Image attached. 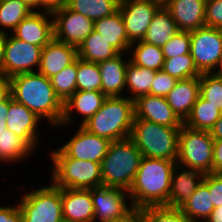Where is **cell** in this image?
I'll return each mask as SVG.
<instances>
[{
  "instance_id": "cell-25",
  "label": "cell",
  "mask_w": 222,
  "mask_h": 222,
  "mask_svg": "<svg viewBox=\"0 0 222 222\" xmlns=\"http://www.w3.org/2000/svg\"><path fill=\"white\" fill-rule=\"evenodd\" d=\"M94 31L99 33L119 53L130 48L126 28L120 12L94 21Z\"/></svg>"
},
{
  "instance_id": "cell-19",
  "label": "cell",
  "mask_w": 222,
  "mask_h": 222,
  "mask_svg": "<svg viewBox=\"0 0 222 222\" xmlns=\"http://www.w3.org/2000/svg\"><path fill=\"white\" fill-rule=\"evenodd\" d=\"M164 7L179 31L190 32L205 26L206 0H169Z\"/></svg>"
},
{
  "instance_id": "cell-40",
  "label": "cell",
  "mask_w": 222,
  "mask_h": 222,
  "mask_svg": "<svg viewBox=\"0 0 222 222\" xmlns=\"http://www.w3.org/2000/svg\"><path fill=\"white\" fill-rule=\"evenodd\" d=\"M191 48V36L188 31H179L162 46L164 59L189 54Z\"/></svg>"
},
{
  "instance_id": "cell-1",
  "label": "cell",
  "mask_w": 222,
  "mask_h": 222,
  "mask_svg": "<svg viewBox=\"0 0 222 222\" xmlns=\"http://www.w3.org/2000/svg\"><path fill=\"white\" fill-rule=\"evenodd\" d=\"M13 99L23 104L52 127H60L64 103L55 93L51 80L37 72L20 73L9 78Z\"/></svg>"
},
{
  "instance_id": "cell-20",
  "label": "cell",
  "mask_w": 222,
  "mask_h": 222,
  "mask_svg": "<svg viewBox=\"0 0 222 222\" xmlns=\"http://www.w3.org/2000/svg\"><path fill=\"white\" fill-rule=\"evenodd\" d=\"M183 167L185 170L181 171ZM183 167L176 162L171 174V190L168 197L170 207L181 208L201 184L205 175L198 170Z\"/></svg>"
},
{
  "instance_id": "cell-10",
  "label": "cell",
  "mask_w": 222,
  "mask_h": 222,
  "mask_svg": "<svg viewBox=\"0 0 222 222\" xmlns=\"http://www.w3.org/2000/svg\"><path fill=\"white\" fill-rule=\"evenodd\" d=\"M42 49L41 46L27 43L8 34L4 46L1 75L10 78L20 73L37 72Z\"/></svg>"
},
{
  "instance_id": "cell-29",
  "label": "cell",
  "mask_w": 222,
  "mask_h": 222,
  "mask_svg": "<svg viewBox=\"0 0 222 222\" xmlns=\"http://www.w3.org/2000/svg\"><path fill=\"white\" fill-rule=\"evenodd\" d=\"M181 209L192 222H205L214 210L209 188L201 182Z\"/></svg>"
},
{
  "instance_id": "cell-13",
  "label": "cell",
  "mask_w": 222,
  "mask_h": 222,
  "mask_svg": "<svg viewBox=\"0 0 222 222\" xmlns=\"http://www.w3.org/2000/svg\"><path fill=\"white\" fill-rule=\"evenodd\" d=\"M91 197L94 206V222H112L128 214L134 207L130 201L128 191L122 188L94 187L91 188ZM128 197V198H127Z\"/></svg>"
},
{
  "instance_id": "cell-18",
  "label": "cell",
  "mask_w": 222,
  "mask_h": 222,
  "mask_svg": "<svg viewBox=\"0 0 222 222\" xmlns=\"http://www.w3.org/2000/svg\"><path fill=\"white\" fill-rule=\"evenodd\" d=\"M64 222H94L91 189L61 188Z\"/></svg>"
},
{
  "instance_id": "cell-30",
  "label": "cell",
  "mask_w": 222,
  "mask_h": 222,
  "mask_svg": "<svg viewBox=\"0 0 222 222\" xmlns=\"http://www.w3.org/2000/svg\"><path fill=\"white\" fill-rule=\"evenodd\" d=\"M134 47V48H133ZM130 61L137 66L160 71L164 64L162 47L153 44L137 41L130 45Z\"/></svg>"
},
{
  "instance_id": "cell-47",
  "label": "cell",
  "mask_w": 222,
  "mask_h": 222,
  "mask_svg": "<svg viewBox=\"0 0 222 222\" xmlns=\"http://www.w3.org/2000/svg\"><path fill=\"white\" fill-rule=\"evenodd\" d=\"M112 222H143L141 209L134 207L128 214Z\"/></svg>"
},
{
  "instance_id": "cell-21",
  "label": "cell",
  "mask_w": 222,
  "mask_h": 222,
  "mask_svg": "<svg viewBox=\"0 0 222 222\" xmlns=\"http://www.w3.org/2000/svg\"><path fill=\"white\" fill-rule=\"evenodd\" d=\"M78 58L77 48L54 38L42 49L38 72L51 78Z\"/></svg>"
},
{
  "instance_id": "cell-49",
  "label": "cell",
  "mask_w": 222,
  "mask_h": 222,
  "mask_svg": "<svg viewBox=\"0 0 222 222\" xmlns=\"http://www.w3.org/2000/svg\"><path fill=\"white\" fill-rule=\"evenodd\" d=\"M9 108V97L0 102V132L5 131L7 129L6 126V115L8 113Z\"/></svg>"
},
{
  "instance_id": "cell-42",
  "label": "cell",
  "mask_w": 222,
  "mask_h": 222,
  "mask_svg": "<svg viewBox=\"0 0 222 222\" xmlns=\"http://www.w3.org/2000/svg\"><path fill=\"white\" fill-rule=\"evenodd\" d=\"M205 26L222 29V0H206Z\"/></svg>"
},
{
  "instance_id": "cell-52",
  "label": "cell",
  "mask_w": 222,
  "mask_h": 222,
  "mask_svg": "<svg viewBox=\"0 0 222 222\" xmlns=\"http://www.w3.org/2000/svg\"><path fill=\"white\" fill-rule=\"evenodd\" d=\"M8 33L6 32H0V74H1V67H2V61L4 58V46L7 39Z\"/></svg>"
},
{
  "instance_id": "cell-22",
  "label": "cell",
  "mask_w": 222,
  "mask_h": 222,
  "mask_svg": "<svg viewBox=\"0 0 222 222\" xmlns=\"http://www.w3.org/2000/svg\"><path fill=\"white\" fill-rule=\"evenodd\" d=\"M106 98L101 91H76L64 103L60 125L72 123L73 111L82 115L80 125H83L102 107Z\"/></svg>"
},
{
  "instance_id": "cell-45",
  "label": "cell",
  "mask_w": 222,
  "mask_h": 222,
  "mask_svg": "<svg viewBox=\"0 0 222 222\" xmlns=\"http://www.w3.org/2000/svg\"><path fill=\"white\" fill-rule=\"evenodd\" d=\"M212 173H222V139H214Z\"/></svg>"
},
{
  "instance_id": "cell-37",
  "label": "cell",
  "mask_w": 222,
  "mask_h": 222,
  "mask_svg": "<svg viewBox=\"0 0 222 222\" xmlns=\"http://www.w3.org/2000/svg\"><path fill=\"white\" fill-rule=\"evenodd\" d=\"M162 70L177 80L201 76L190 53L164 59Z\"/></svg>"
},
{
  "instance_id": "cell-28",
  "label": "cell",
  "mask_w": 222,
  "mask_h": 222,
  "mask_svg": "<svg viewBox=\"0 0 222 222\" xmlns=\"http://www.w3.org/2000/svg\"><path fill=\"white\" fill-rule=\"evenodd\" d=\"M155 73V70L137 66L129 60L126 67L125 87L132 95L128 98L136 100L140 96L150 94Z\"/></svg>"
},
{
  "instance_id": "cell-14",
  "label": "cell",
  "mask_w": 222,
  "mask_h": 222,
  "mask_svg": "<svg viewBox=\"0 0 222 222\" xmlns=\"http://www.w3.org/2000/svg\"><path fill=\"white\" fill-rule=\"evenodd\" d=\"M110 143L108 139L95 135L79 125L73 137L59 149L69 158L101 163Z\"/></svg>"
},
{
  "instance_id": "cell-3",
  "label": "cell",
  "mask_w": 222,
  "mask_h": 222,
  "mask_svg": "<svg viewBox=\"0 0 222 222\" xmlns=\"http://www.w3.org/2000/svg\"><path fill=\"white\" fill-rule=\"evenodd\" d=\"M134 117V100L127 96L107 97L102 107L82 126L111 142L118 141L130 137Z\"/></svg>"
},
{
  "instance_id": "cell-2",
  "label": "cell",
  "mask_w": 222,
  "mask_h": 222,
  "mask_svg": "<svg viewBox=\"0 0 222 222\" xmlns=\"http://www.w3.org/2000/svg\"><path fill=\"white\" fill-rule=\"evenodd\" d=\"M176 161L142 157L132 186L128 190L133 207L168 206L171 174Z\"/></svg>"
},
{
  "instance_id": "cell-46",
  "label": "cell",
  "mask_w": 222,
  "mask_h": 222,
  "mask_svg": "<svg viewBox=\"0 0 222 222\" xmlns=\"http://www.w3.org/2000/svg\"><path fill=\"white\" fill-rule=\"evenodd\" d=\"M66 2L64 0H38V8H42V11L53 13L60 9Z\"/></svg>"
},
{
  "instance_id": "cell-33",
  "label": "cell",
  "mask_w": 222,
  "mask_h": 222,
  "mask_svg": "<svg viewBox=\"0 0 222 222\" xmlns=\"http://www.w3.org/2000/svg\"><path fill=\"white\" fill-rule=\"evenodd\" d=\"M34 150L15 133L6 129L0 132V161L15 163L24 160Z\"/></svg>"
},
{
  "instance_id": "cell-6",
  "label": "cell",
  "mask_w": 222,
  "mask_h": 222,
  "mask_svg": "<svg viewBox=\"0 0 222 222\" xmlns=\"http://www.w3.org/2000/svg\"><path fill=\"white\" fill-rule=\"evenodd\" d=\"M52 184L58 188L91 189L103 186L101 163L67 157L59 148L49 154Z\"/></svg>"
},
{
  "instance_id": "cell-16",
  "label": "cell",
  "mask_w": 222,
  "mask_h": 222,
  "mask_svg": "<svg viewBox=\"0 0 222 222\" xmlns=\"http://www.w3.org/2000/svg\"><path fill=\"white\" fill-rule=\"evenodd\" d=\"M52 13L32 11L12 31V35L22 41L42 48L54 38Z\"/></svg>"
},
{
  "instance_id": "cell-39",
  "label": "cell",
  "mask_w": 222,
  "mask_h": 222,
  "mask_svg": "<svg viewBox=\"0 0 222 222\" xmlns=\"http://www.w3.org/2000/svg\"><path fill=\"white\" fill-rule=\"evenodd\" d=\"M143 222H192L181 208L167 205L141 208Z\"/></svg>"
},
{
  "instance_id": "cell-4",
  "label": "cell",
  "mask_w": 222,
  "mask_h": 222,
  "mask_svg": "<svg viewBox=\"0 0 222 222\" xmlns=\"http://www.w3.org/2000/svg\"><path fill=\"white\" fill-rule=\"evenodd\" d=\"M141 151L130 138L112 141L101 162L103 186L130 189L142 159Z\"/></svg>"
},
{
  "instance_id": "cell-34",
  "label": "cell",
  "mask_w": 222,
  "mask_h": 222,
  "mask_svg": "<svg viewBox=\"0 0 222 222\" xmlns=\"http://www.w3.org/2000/svg\"><path fill=\"white\" fill-rule=\"evenodd\" d=\"M32 10L21 0L0 1V32L13 31ZM7 29V30H6Z\"/></svg>"
},
{
  "instance_id": "cell-11",
  "label": "cell",
  "mask_w": 222,
  "mask_h": 222,
  "mask_svg": "<svg viewBox=\"0 0 222 222\" xmlns=\"http://www.w3.org/2000/svg\"><path fill=\"white\" fill-rule=\"evenodd\" d=\"M162 6L157 0H120L118 11L130 45L143 40L154 15Z\"/></svg>"
},
{
  "instance_id": "cell-48",
  "label": "cell",
  "mask_w": 222,
  "mask_h": 222,
  "mask_svg": "<svg viewBox=\"0 0 222 222\" xmlns=\"http://www.w3.org/2000/svg\"><path fill=\"white\" fill-rule=\"evenodd\" d=\"M11 95L10 79L0 74V102Z\"/></svg>"
},
{
  "instance_id": "cell-50",
  "label": "cell",
  "mask_w": 222,
  "mask_h": 222,
  "mask_svg": "<svg viewBox=\"0 0 222 222\" xmlns=\"http://www.w3.org/2000/svg\"><path fill=\"white\" fill-rule=\"evenodd\" d=\"M209 132L213 139H222V114Z\"/></svg>"
},
{
  "instance_id": "cell-7",
  "label": "cell",
  "mask_w": 222,
  "mask_h": 222,
  "mask_svg": "<svg viewBox=\"0 0 222 222\" xmlns=\"http://www.w3.org/2000/svg\"><path fill=\"white\" fill-rule=\"evenodd\" d=\"M214 139L207 130H195L182 125L179 132L178 156L181 166L212 173Z\"/></svg>"
},
{
  "instance_id": "cell-44",
  "label": "cell",
  "mask_w": 222,
  "mask_h": 222,
  "mask_svg": "<svg viewBox=\"0 0 222 222\" xmlns=\"http://www.w3.org/2000/svg\"><path fill=\"white\" fill-rule=\"evenodd\" d=\"M0 222H23L19 204L0 206Z\"/></svg>"
},
{
  "instance_id": "cell-8",
  "label": "cell",
  "mask_w": 222,
  "mask_h": 222,
  "mask_svg": "<svg viewBox=\"0 0 222 222\" xmlns=\"http://www.w3.org/2000/svg\"><path fill=\"white\" fill-rule=\"evenodd\" d=\"M19 202L23 222H64L61 188L52 183L27 192Z\"/></svg>"
},
{
  "instance_id": "cell-27",
  "label": "cell",
  "mask_w": 222,
  "mask_h": 222,
  "mask_svg": "<svg viewBox=\"0 0 222 222\" xmlns=\"http://www.w3.org/2000/svg\"><path fill=\"white\" fill-rule=\"evenodd\" d=\"M77 53L78 58L94 63L112 59L120 54L94 30L77 48Z\"/></svg>"
},
{
  "instance_id": "cell-15",
  "label": "cell",
  "mask_w": 222,
  "mask_h": 222,
  "mask_svg": "<svg viewBox=\"0 0 222 222\" xmlns=\"http://www.w3.org/2000/svg\"><path fill=\"white\" fill-rule=\"evenodd\" d=\"M35 113L16 102L9 96V108L6 115L7 129L22 138L33 150L39 145L38 123L41 121Z\"/></svg>"
},
{
  "instance_id": "cell-53",
  "label": "cell",
  "mask_w": 222,
  "mask_h": 222,
  "mask_svg": "<svg viewBox=\"0 0 222 222\" xmlns=\"http://www.w3.org/2000/svg\"><path fill=\"white\" fill-rule=\"evenodd\" d=\"M21 1L24 4H26L32 11H39V10H36L38 9V0H21Z\"/></svg>"
},
{
  "instance_id": "cell-23",
  "label": "cell",
  "mask_w": 222,
  "mask_h": 222,
  "mask_svg": "<svg viewBox=\"0 0 222 222\" xmlns=\"http://www.w3.org/2000/svg\"><path fill=\"white\" fill-rule=\"evenodd\" d=\"M199 96V77H192L178 80L173 89L165 96V99L178 118L184 122Z\"/></svg>"
},
{
  "instance_id": "cell-35",
  "label": "cell",
  "mask_w": 222,
  "mask_h": 222,
  "mask_svg": "<svg viewBox=\"0 0 222 222\" xmlns=\"http://www.w3.org/2000/svg\"><path fill=\"white\" fill-rule=\"evenodd\" d=\"M77 71L78 58L50 78L55 93L63 103L76 92Z\"/></svg>"
},
{
  "instance_id": "cell-26",
  "label": "cell",
  "mask_w": 222,
  "mask_h": 222,
  "mask_svg": "<svg viewBox=\"0 0 222 222\" xmlns=\"http://www.w3.org/2000/svg\"><path fill=\"white\" fill-rule=\"evenodd\" d=\"M179 29L164 5L154 15L142 41L162 47Z\"/></svg>"
},
{
  "instance_id": "cell-51",
  "label": "cell",
  "mask_w": 222,
  "mask_h": 222,
  "mask_svg": "<svg viewBox=\"0 0 222 222\" xmlns=\"http://www.w3.org/2000/svg\"><path fill=\"white\" fill-rule=\"evenodd\" d=\"M205 222H222V205L214 208Z\"/></svg>"
},
{
  "instance_id": "cell-9",
  "label": "cell",
  "mask_w": 222,
  "mask_h": 222,
  "mask_svg": "<svg viewBox=\"0 0 222 222\" xmlns=\"http://www.w3.org/2000/svg\"><path fill=\"white\" fill-rule=\"evenodd\" d=\"M190 36V54L197 70L201 74L218 72L222 65V29L204 26L190 31Z\"/></svg>"
},
{
  "instance_id": "cell-31",
  "label": "cell",
  "mask_w": 222,
  "mask_h": 222,
  "mask_svg": "<svg viewBox=\"0 0 222 222\" xmlns=\"http://www.w3.org/2000/svg\"><path fill=\"white\" fill-rule=\"evenodd\" d=\"M120 0H68L66 6L74 12L96 21L114 14Z\"/></svg>"
},
{
  "instance_id": "cell-38",
  "label": "cell",
  "mask_w": 222,
  "mask_h": 222,
  "mask_svg": "<svg viewBox=\"0 0 222 222\" xmlns=\"http://www.w3.org/2000/svg\"><path fill=\"white\" fill-rule=\"evenodd\" d=\"M199 81L200 95L222 112V76L218 72L202 73Z\"/></svg>"
},
{
  "instance_id": "cell-43",
  "label": "cell",
  "mask_w": 222,
  "mask_h": 222,
  "mask_svg": "<svg viewBox=\"0 0 222 222\" xmlns=\"http://www.w3.org/2000/svg\"><path fill=\"white\" fill-rule=\"evenodd\" d=\"M211 193L214 208L222 205V173H208L202 181Z\"/></svg>"
},
{
  "instance_id": "cell-36",
  "label": "cell",
  "mask_w": 222,
  "mask_h": 222,
  "mask_svg": "<svg viewBox=\"0 0 222 222\" xmlns=\"http://www.w3.org/2000/svg\"><path fill=\"white\" fill-rule=\"evenodd\" d=\"M101 81L98 64L78 58L76 91H101Z\"/></svg>"
},
{
  "instance_id": "cell-24",
  "label": "cell",
  "mask_w": 222,
  "mask_h": 222,
  "mask_svg": "<svg viewBox=\"0 0 222 222\" xmlns=\"http://www.w3.org/2000/svg\"><path fill=\"white\" fill-rule=\"evenodd\" d=\"M122 53L116 57L97 63L101 74V92L107 97L122 96L121 92L126 84V67L128 60H124Z\"/></svg>"
},
{
  "instance_id": "cell-5",
  "label": "cell",
  "mask_w": 222,
  "mask_h": 222,
  "mask_svg": "<svg viewBox=\"0 0 222 222\" xmlns=\"http://www.w3.org/2000/svg\"><path fill=\"white\" fill-rule=\"evenodd\" d=\"M180 128L134 118L129 138L144 157L176 161Z\"/></svg>"
},
{
  "instance_id": "cell-54",
  "label": "cell",
  "mask_w": 222,
  "mask_h": 222,
  "mask_svg": "<svg viewBox=\"0 0 222 222\" xmlns=\"http://www.w3.org/2000/svg\"><path fill=\"white\" fill-rule=\"evenodd\" d=\"M158 2H160L162 5H164L166 2H168L169 0H157Z\"/></svg>"
},
{
  "instance_id": "cell-32",
  "label": "cell",
  "mask_w": 222,
  "mask_h": 222,
  "mask_svg": "<svg viewBox=\"0 0 222 222\" xmlns=\"http://www.w3.org/2000/svg\"><path fill=\"white\" fill-rule=\"evenodd\" d=\"M221 114L200 95L183 124L191 129L210 131Z\"/></svg>"
},
{
  "instance_id": "cell-41",
  "label": "cell",
  "mask_w": 222,
  "mask_h": 222,
  "mask_svg": "<svg viewBox=\"0 0 222 222\" xmlns=\"http://www.w3.org/2000/svg\"><path fill=\"white\" fill-rule=\"evenodd\" d=\"M177 81L176 78L171 77L163 70L156 71L150 95L165 97L173 89Z\"/></svg>"
},
{
  "instance_id": "cell-17",
  "label": "cell",
  "mask_w": 222,
  "mask_h": 222,
  "mask_svg": "<svg viewBox=\"0 0 222 222\" xmlns=\"http://www.w3.org/2000/svg\"><path fill=\"white\" fill-rule=\"evenodd\" d=\"M135 117L169 127H182L183 122L174 113L165 97L143 95L134 100Z\"/></svg>"
},
{
  "instance_id": "cell-12",
  "label": "cell",
  "mask_w": 222,
  "mask_h": 222,
  "mask_svg": "<svg viewBox=\"0 0 222 222\" xmlns=\"http://www.w3.org/2000/svg\"><path fill=\"white\" fill-rule=\"evenodd\" d=\"M54 39L76 48L94 30V21L74 12L66 5L52 13Z\"/></svg>"
},
{
  "instance_id": "cell-55",
  "label": "cell",
  "mask_w": 222,
  "mask_h": 222,
  "mask_svg": "<svg viewBox=\"0 0 222 222\" xmlns=\"http://www.w3.org/2000/svg\"><path fill=\"white\" fill-rule=\"evenodd\" d=\"M218 73L222 76V65H221V67H220Z\"/></svg>"
}]
</instances>
